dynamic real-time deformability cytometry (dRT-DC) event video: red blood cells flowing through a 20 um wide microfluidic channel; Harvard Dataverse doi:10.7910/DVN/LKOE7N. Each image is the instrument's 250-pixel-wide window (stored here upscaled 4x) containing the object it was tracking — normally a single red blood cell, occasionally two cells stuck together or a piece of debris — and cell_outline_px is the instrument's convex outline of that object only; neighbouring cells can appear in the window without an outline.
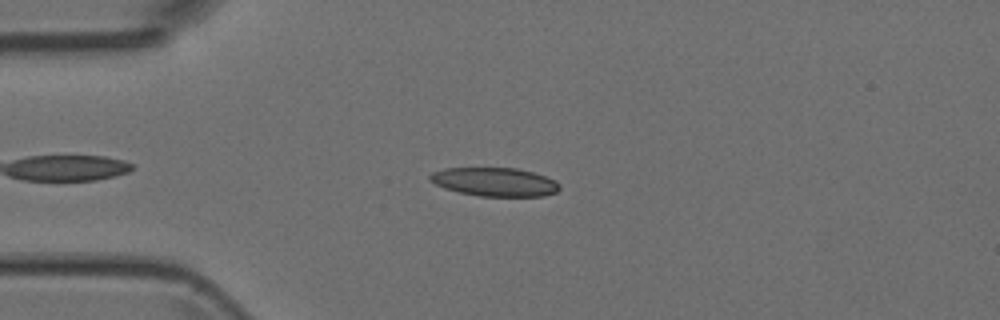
{"species": "Egyptian fruit bat (a non-hibernating species)", "species_latin": "Rousettus aegyptiacus", "temperature_condition": "room temperature", "stored_images_in_passage": 5, "camera_frame_rate_fps": 3000, "um_per_image_px": 0.085, "animal": {"sex": "female"}, "frame": {"image": 1, "passage_image": 3, "time_ms": 2.333, "image_size_px": [1000, 320], "cell_outline_px": [[560, 188], [556, 192], [544, 196], [480, 196], [460, 192], [444, 188], [428, 180], [428, 176], [432, 172], [444, 168], [516, 168], [532, 172], [556, 180], [560, 184]], "centroid_in_image_um": [42.04, 15.46], "position_along_channel_um": 43.0, "area_um2": 21.62}}
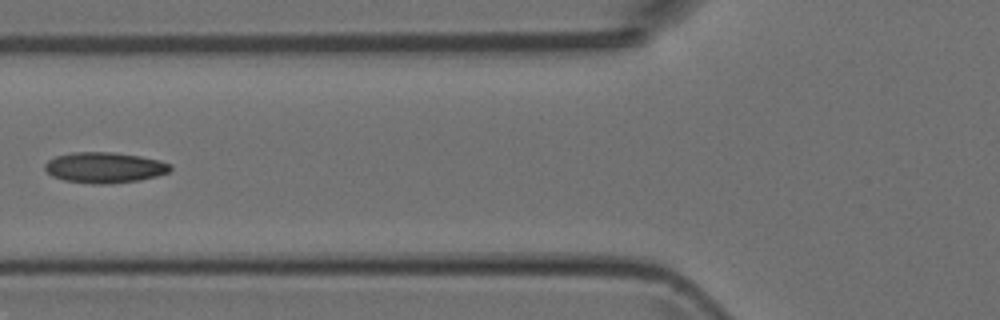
{"frame": {"image": 2, "passage_image": 5, "time_ms": 4.667, "image_size_px": [1000, 320], "cell_outline_px": [[172, 168], [168, 172], [156, 176], [140, 180], [112, 184], [92, 184], [64, 180], [52, 176], [44, 168], [44, 164], [48, 160], [56, 156], [72, 152], [112, 152], [140, 156], [160, 160], [172, 164]], "centroid_in_image_um": [8.89, 14.24], "position_along_channel_um": 116.9, "area_um2": 22.6}}